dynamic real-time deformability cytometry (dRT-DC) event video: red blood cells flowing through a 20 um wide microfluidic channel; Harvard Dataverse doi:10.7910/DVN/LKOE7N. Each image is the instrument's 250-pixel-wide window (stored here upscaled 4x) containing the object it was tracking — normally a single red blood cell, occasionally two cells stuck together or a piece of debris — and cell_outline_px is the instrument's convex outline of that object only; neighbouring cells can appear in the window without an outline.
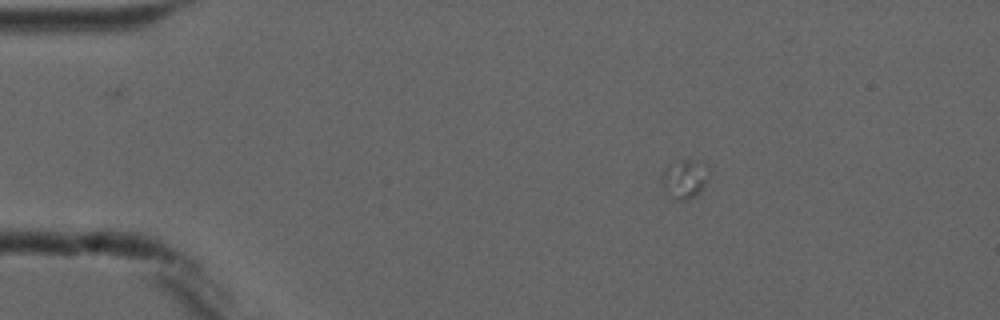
{"species": "common noctule bat (a hibernating species)", "species_latin": "Nyctalus noctula", "temperature_condition": "cold", "stored_images_in_passage": 4, "camera_frame_rate_fps": 3000, "um_per_image_px": 0.085, "animal": {"sex": "male", "forearm_length_mm": 52.5}, "frame": {"image": 1, "passage_image": 2, "time_ms": 1.333, "image_size_px": [1000, 320], "cell_outline_px": [[712, 172], [704, 188], [696, 196], [684, 200], [676, 200], [664, 188], [660, 176], [664, 168], [668, 164], [680, 160], [704, 160], [708, 164]], "centroid_in_image_um": [58.28, 15.15], "position_along_channel_um": 26.7, "area_um2": 11.21}}